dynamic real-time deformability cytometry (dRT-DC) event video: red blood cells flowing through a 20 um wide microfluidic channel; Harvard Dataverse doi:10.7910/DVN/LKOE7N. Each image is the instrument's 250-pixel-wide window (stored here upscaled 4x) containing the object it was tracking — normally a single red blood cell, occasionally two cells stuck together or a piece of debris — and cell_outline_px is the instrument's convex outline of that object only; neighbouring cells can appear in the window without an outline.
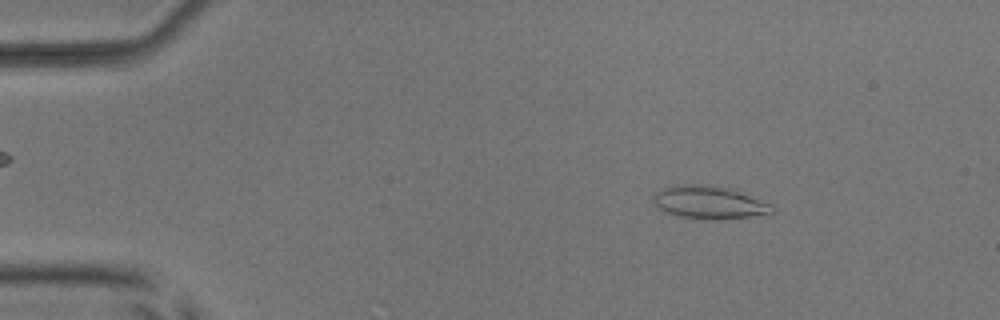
{"species": "common noctule bat (a hibernating species)", "species_latin": "Nyctalus noctula", "temperature_condition": "room temperature", "stored_images_in_passage": 12, "camera_frame_rate_fps": 3000, "um_per_image_px": 0.085, "animal": {"sex": "male", "body_mass_g": 17.9, "forearm_length_mm": 54.2}, "frame": {"image": 1, "passage_image": 7, "time_ms": 2.0, "image_size_px": [1000, 320], "cell_outline_px": [[776, 208], [772, 212], [748, 216], [680, 216], [668, 212], [660, 208], [652, 200], [652, 196], [656, 192], [664, 188], [680, 184], [700, 184], [732, 188], [772, 204]], "centroid_in_image_um": [60.28, 17.12], "position_along_channel_um": 24.7, "area_um2": 21.5}}